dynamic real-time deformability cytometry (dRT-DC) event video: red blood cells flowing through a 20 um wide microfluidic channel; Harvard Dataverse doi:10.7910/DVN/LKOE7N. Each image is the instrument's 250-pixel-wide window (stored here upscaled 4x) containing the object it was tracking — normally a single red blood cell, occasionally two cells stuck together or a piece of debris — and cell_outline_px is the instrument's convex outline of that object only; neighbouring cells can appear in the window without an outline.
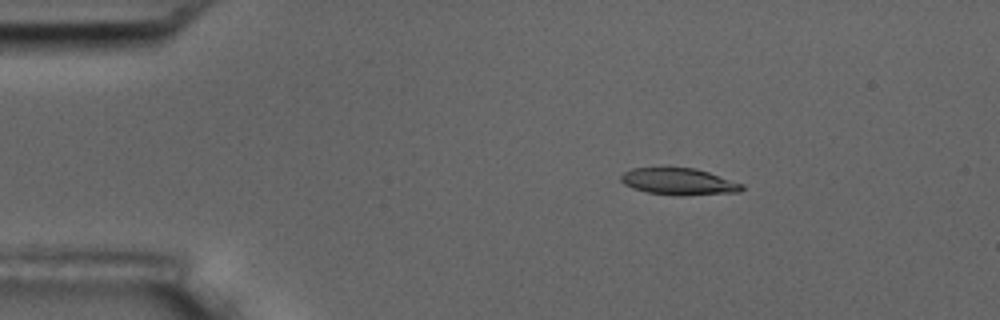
{"species": "common noctule bat (a hibernating species)", "species_latin": "Nyctalus noctula", "temperature_condition": "room temperature", "stored_images_in_passage": 5, "camera_frame_rate_fps": 3000, "um_per_image_px": 0.085, "animal": {"sex": "male", "body_mass_g": 17.5, "forearm_length_mm": 52.3}, "frame": {"image": 1, "passage_image": 3, "time_ms": 2.333, "image_size_px": [1000, 320], "cell_outline_px": [[744, 188], [740, 192], [680, 196], [676, 196], [648, 192], [624, 184], [620, 180], [620, 176], [624, 172], [632, 168], [696, 168], [744, 184]], "centroid_in_image_um": [57.73, 15.44], "position_along_channel_um": 27.3, "area_um2": 18.79}}